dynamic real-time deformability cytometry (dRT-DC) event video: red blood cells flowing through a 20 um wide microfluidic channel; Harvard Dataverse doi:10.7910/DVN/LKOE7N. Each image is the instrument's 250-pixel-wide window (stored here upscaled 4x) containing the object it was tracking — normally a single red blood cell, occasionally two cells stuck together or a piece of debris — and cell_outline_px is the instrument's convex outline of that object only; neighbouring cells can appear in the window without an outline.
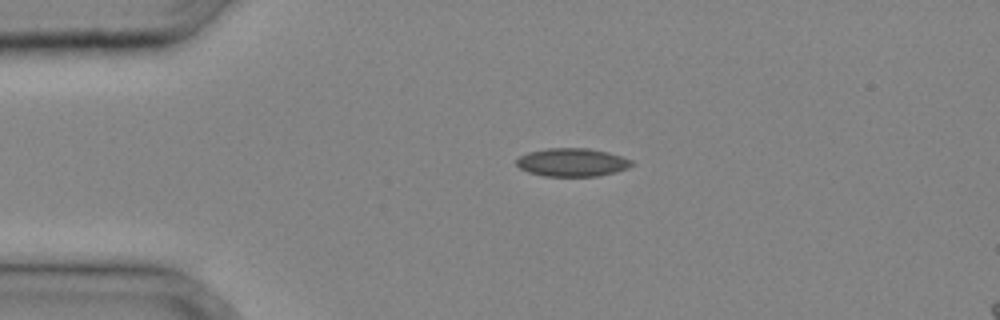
{"species": "common noctule bat (a hibernating species)", "species_latin": "Nyctalus noctula", "temperature_condition": "cold", "stored_images_in_passage": 27, "camera_frame_rate_fps": 3000, "um_per_image_px": 0.085, "animal": {"sex": "male", "body_mass_g": 20.4}, "frame": {"image": 1, "passage_image": 1, "time_ms": 0.0, "image_size_px": [1000, 320], "cell_outline_px": [[632, 164], [628, 168], [616, 172], [596, 176], [544, 176], [528, 172], [520, 168], [516, 164], [516, 160], [520, 156], [528, 152], [548, 148], [588, 148], [608, 152], [632, 160]], "centroid_in_image_um": [48.62, 13.8], "position_along_channel_um": 36.4, "area_um2": 18.9}}
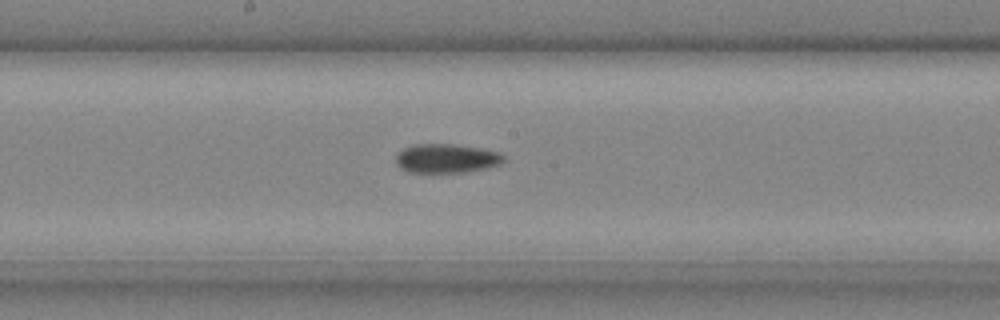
{"frame": {"image": 2, "passage_image": 12, "time_ms": 3.667, "image_size_px": [1000, 320], "cell_outline_px": [[504, 160], [500, 164], [488, 168], [464, 172], [408, 172], [400, 168], [396, 164], [396, 152], [404, 148], [416, 144], [452, 144], [480, 148], [500, 152], [504, 156]], "centroid_in_image_um": [37.93, 13.46], "position_along_channel_um": 210.3, "area_um2": 18.32}}
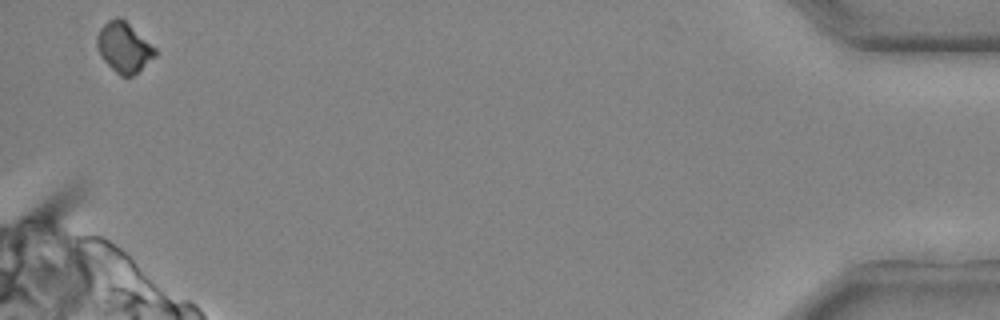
{"frame": {"image": 3, "passage_image": 27, "time_ms": 8.667, "image_size_px": [1000, 320], "cell_outline_px": [[156, 56], [132, 76], [120, 76], [100, 56], [96, 48], [96, 36], [100, 28], [108, 20], [116, 16], [120, 16], [156, 48]], "centroid_in_image_um": [10.51, 4.01], "position_along_channel_um": 424.7, "area_um2": 16.94}}